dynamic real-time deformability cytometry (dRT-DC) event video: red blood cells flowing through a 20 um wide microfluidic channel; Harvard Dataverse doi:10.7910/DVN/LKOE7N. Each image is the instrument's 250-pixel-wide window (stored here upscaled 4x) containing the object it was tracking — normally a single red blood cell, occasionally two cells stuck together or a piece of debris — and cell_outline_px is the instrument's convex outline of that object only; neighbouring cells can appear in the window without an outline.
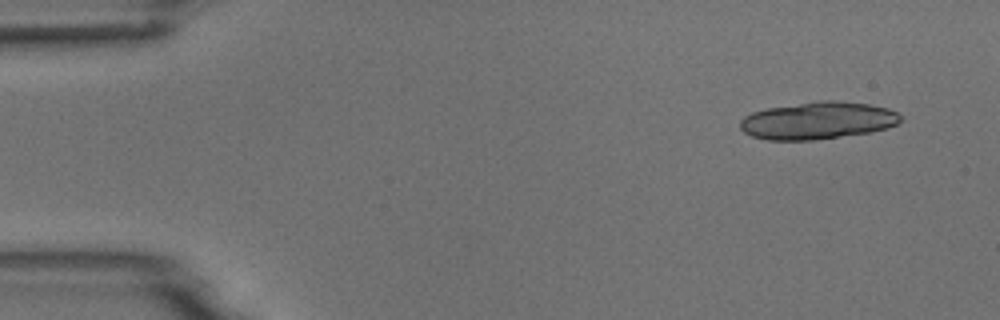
{"species": "common noctule bat (a hibernating species)", "species_latin": "Nyctalus noctula", "temperature_condition": "room temperature", "stored_images_in_passage": 5, "camera_frame_rate_fps": 3000, "um_per_image_px": 0.085, "animal": {"sex": "male", "body_mass_g": 18.8}, "frame": {"image": 1, "passage_image": 1, "time_ms": 0.0, "image_size_px": [1000, 320], "cell_outline_px": [[900, 120], [896, 124], [888, 128], [872, 132], [812, 140], [768, 140], [752, 136], [744, 132], [740, 128], [740, 120], [744, 116], [752, 112], [768, 108], [816, 100], [832, 100], [868, 104], [888, 108], [896, 112], [900, 116]], "centroid_in_image_um": [69.49, 10.24], "position_along_channel_um": 15.5, "area_um2": 34.91}}
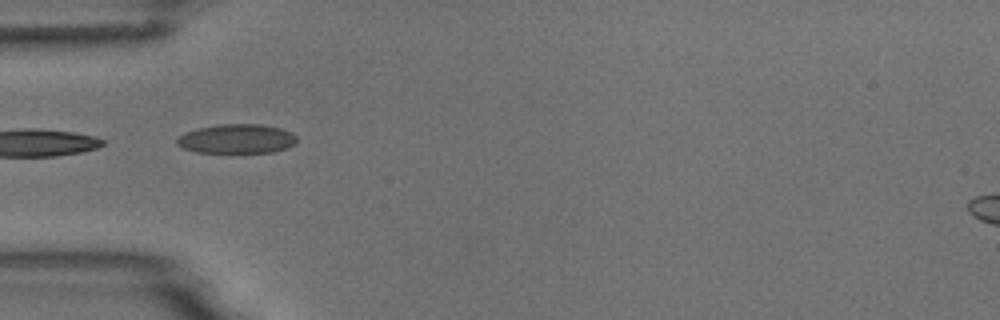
{"frame": {"image": 2, "passage_image": 5, "time_ms": 4.333, "image_size_px": [1000, 320], "cell_outline_px": [[296, 144], [288, 148], [272, 152], [196, 152], [184, 148], [176, 144], [176, 140], [180, 136], [196, 128], [220, 124], [260, 124], [280, 128], [292, 132], [296, 136]], "centroid_in_image_um": [20.16, 11.79], "position_along_channel_um": 64.8, "area_um2": 20.4}}